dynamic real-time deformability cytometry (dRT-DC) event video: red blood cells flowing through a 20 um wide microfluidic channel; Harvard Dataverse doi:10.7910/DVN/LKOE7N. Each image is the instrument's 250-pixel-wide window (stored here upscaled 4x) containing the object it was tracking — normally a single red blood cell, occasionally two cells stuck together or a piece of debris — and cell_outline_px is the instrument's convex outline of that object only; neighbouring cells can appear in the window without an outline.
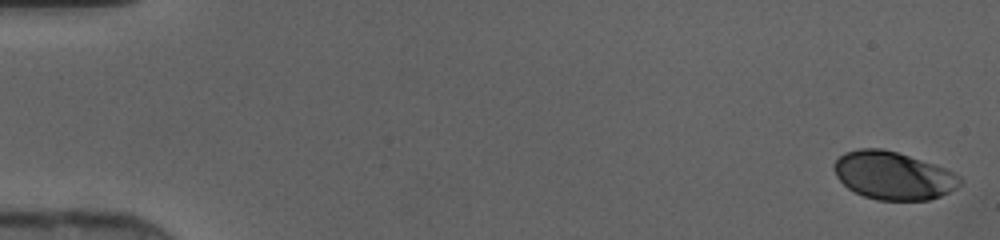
{"species": "human", "species_latin": "Homo sapiens", "temperature_condition": "cold", "stored_images_in_passage": 46, "camera_frame_rate_fps": 3000, "um_per_image_px": 0.085, "donor": {"sex": "female"}, "frame": {"image": 1, "passage_image": 1, "time_ms": 0.0, "image_size_px": [1000, 240], "cell_outline_px": [[964, 180], [956, 188], [940, 196], [928, 200], [876, 200], [864, 196], [848, 188], [836, 176], [832, 168], [832, 164], [844, 152], [860, 148], [880, 148], [896, 152], [944, 168], [960, 176]], "centroid_in_image_um": [75.89, 14.93], "position_along_channel_um": 9.1, "area_um2": 34.97}}
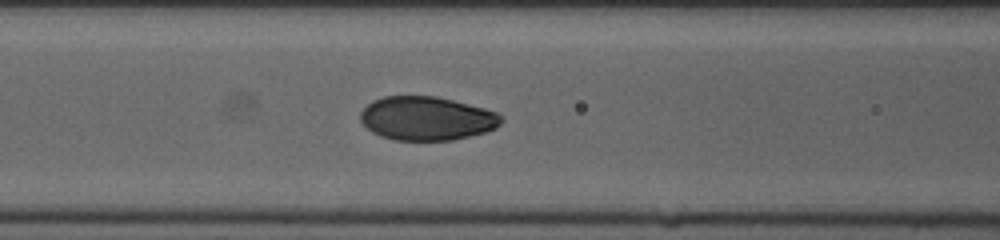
{"frame": {"image": 2, "passage_image": 20, "time_ms": 6.333, "image_size_px": [1000, 240], "cell_outline_px": [[504, 120], [496, 128], [484, 132], [452, 140], [392, 140], [380, 136], [372, 132], [360, 120], [360, 112], [372, 100], [384, 96], [436, 96], [484, 108], [496, 112]], "centroid_in_image_um": [36.25, 10.06], "position_along_channel_um": 130.4, "area_um2": 35.84}}
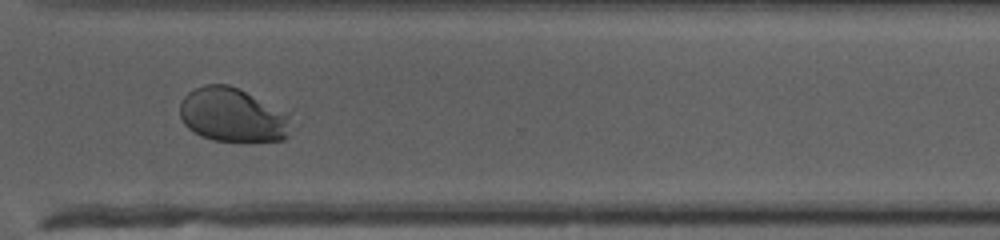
{"frame": {"image": 3, "passage_image": 35, "time_ms": 11.333, "image_size_px": [1000, 240], "cell_outline_px": [[292, 112], [288, 136], [284, 140], [212, 140], [200, 136], [188, 128], [184, 124], [180, 116], [180, 100], [188, 92], [204, 84], [228, 84]], "centroid_in_image_um": [19.8, 9.76], "position_along_channel_um": 350.8, "area_um2": 35.32}}